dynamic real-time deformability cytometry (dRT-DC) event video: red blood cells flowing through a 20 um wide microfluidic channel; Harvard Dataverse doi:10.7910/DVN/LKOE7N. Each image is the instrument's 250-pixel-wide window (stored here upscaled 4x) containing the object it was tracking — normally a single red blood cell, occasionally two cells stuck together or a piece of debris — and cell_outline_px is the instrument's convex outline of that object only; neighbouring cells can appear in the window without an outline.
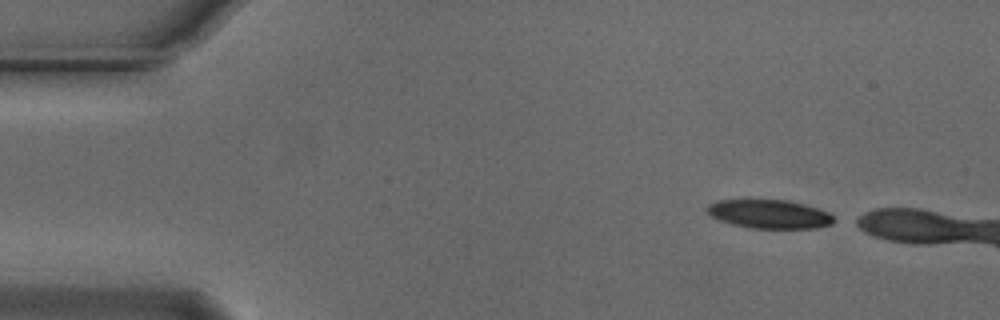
{"species": "Egyptian fruit bat (a non-hibernating species)", "species_latin": "Rousettus aegyptiacus", "temperature_condition": "cold", "stored_images_in_passage": 6, "camera_frame_rate_fps": 3000, "um_per_image_px": 0.085, "animal": {"sex": "male"}, "frame": {"image": 1, "passage_image": 1, "time_ms": 0.0, "image_size_px": [1000, 320], "cell_outline_px": [[840, 220], [832, 224], [816, 228], [752, 228], [732, 224], [720, 220], [712, 216], [708, 212], [708, 204], [716, 200], [784, 200], [804, 204], [828, 212]], "centroid_in_image_um": [65.46, 18.2], "position_along_channel_um": 19.5, "area_um2": 21.15}}